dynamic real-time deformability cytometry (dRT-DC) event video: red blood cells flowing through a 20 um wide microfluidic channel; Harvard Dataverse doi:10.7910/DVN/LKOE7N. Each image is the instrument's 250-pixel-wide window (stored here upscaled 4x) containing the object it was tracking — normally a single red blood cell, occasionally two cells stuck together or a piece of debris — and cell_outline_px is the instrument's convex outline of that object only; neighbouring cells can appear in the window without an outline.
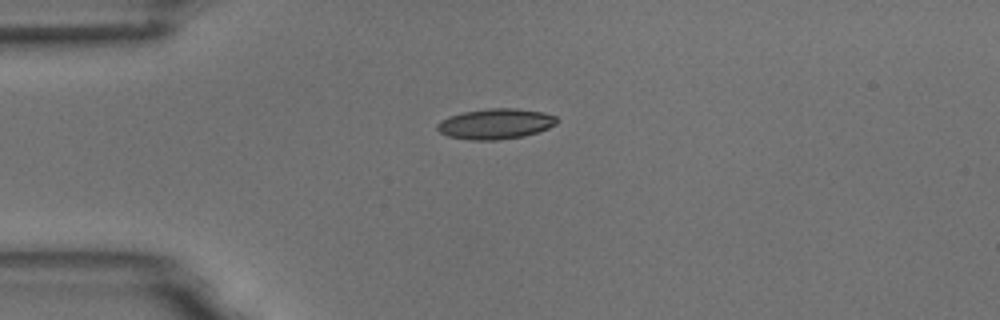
{"species": "common noctule bat (a hibernating species)", "species_latin": "Nyctalus noctula", "temperature_condition": "room temperature", "stored_images_in_passage": 5, "camera_frame_rate_fps": 3000, "um_per_image_px": 0.085, "animal": {"sex": "male", "body_mass_g": 18.8}, "frame": {"image": 1, "passage_image": 1, "time_ms": 0.0, "image_size_px": [1000, 320], "cell_outline_px": [[560, 120], [556, 124], [548, 128], [524, 136], [496, 140], [472, 140], [448, 136], [440, 132], [436, 128], [436, 124], [440, 120], [448, 116], [464, 112], [488, 108], [516, 108], [544, 112], [556, 116]], "centroid_in_image_um": [42.12, 10.52], "position_along_channel_um": 42.9, "area_um2": 21.33}}